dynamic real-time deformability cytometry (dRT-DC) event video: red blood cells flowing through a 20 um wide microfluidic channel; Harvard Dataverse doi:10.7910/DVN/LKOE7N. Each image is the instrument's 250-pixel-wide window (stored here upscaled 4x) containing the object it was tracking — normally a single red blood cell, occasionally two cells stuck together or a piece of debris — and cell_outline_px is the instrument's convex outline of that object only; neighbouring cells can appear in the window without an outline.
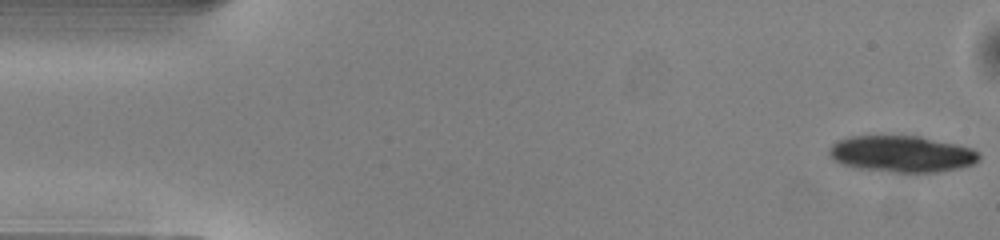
{"species": "common noctule bat (a hibernating species)", "species_latin": "Nyctalus noctula", "temperature_condition": "warm", "stored_images_in_passage": 46, "camera_frame_rate_fps": 3000, "um_per_image_px": 0.085, "animal": {"sex": "male", "body_mass_g": 13.0, "forearm_length_mm": 53.1}, "frame": {"image": 1, "passage_image": 1, "time_ms": 0.0, "image_size_px": [1000, 240], "cell_outline_px": [[980, 160], [972, 164], [960, 168], [936, 172], [892, 172], [852, 168], [840, 164], [832, 160], [828, 152], [828, 148], [836, 140], [848, 136], [920, 136], [956, 144], [972, 148], [980, 152]], "centroid_in_image_um": [76.6, 13.09], "position_along_channel_um": 8.4, "area_um2": 32.31}}
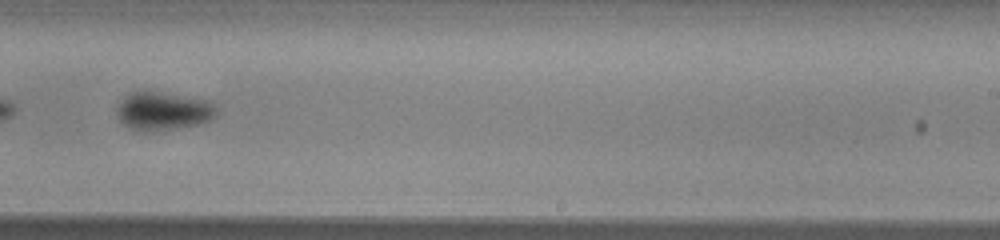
{"frame": {"image": 2, "passage_image": 31, "time_ms": 10.0, "image_size_px": [1000, 240], "cell_outline_px": [[216, 116], [212, 120], [200, 124], [156, 132], [140, 132], [128, 128], [120, 120], [116, 112], [116, 108], [132, 92], [160, 92], [208, 100], [216, 108]], "centroid_in_image_um": [13.89, 9.49], "position_along_channel_um": 275.1, "area_um2": 22.25}}
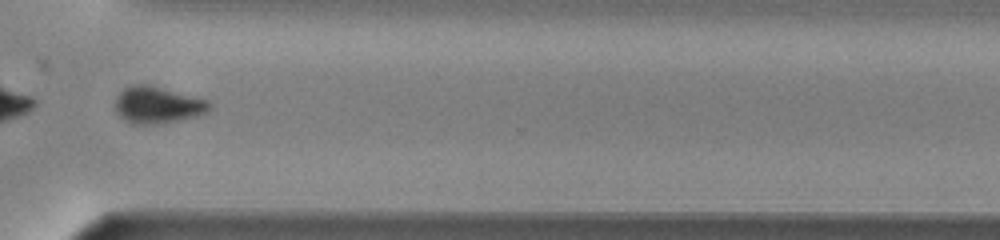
{"frame": {"image": 3, "passage_image": 37, "time_ms": 12.0, "image_size_px": [1000, 240], "cell_outline_px": [[212, 108], [208, 112], [196, 116], [160, 124], [132, 124], [124, 120], [116, 112], [116, 96], [124, 88], [132, 84], [148, 84], [208, 100], [212, 104]], "centroid_in_image_um": [13.4, 8.93], "position_along_channel_um": 357.2, "area_um2": 20.29}, "authors_computed_cell_mechanics": {"area_um2": 22.9466, "velocity_mm_per_s": 4.0918, "shape_relaxation_time_tau1_ms": 1.997, "shape_relaxation_time_tau2_ms": null, "deformation_change_tau1": 0.1061, "deformation_change_tau2": null}}